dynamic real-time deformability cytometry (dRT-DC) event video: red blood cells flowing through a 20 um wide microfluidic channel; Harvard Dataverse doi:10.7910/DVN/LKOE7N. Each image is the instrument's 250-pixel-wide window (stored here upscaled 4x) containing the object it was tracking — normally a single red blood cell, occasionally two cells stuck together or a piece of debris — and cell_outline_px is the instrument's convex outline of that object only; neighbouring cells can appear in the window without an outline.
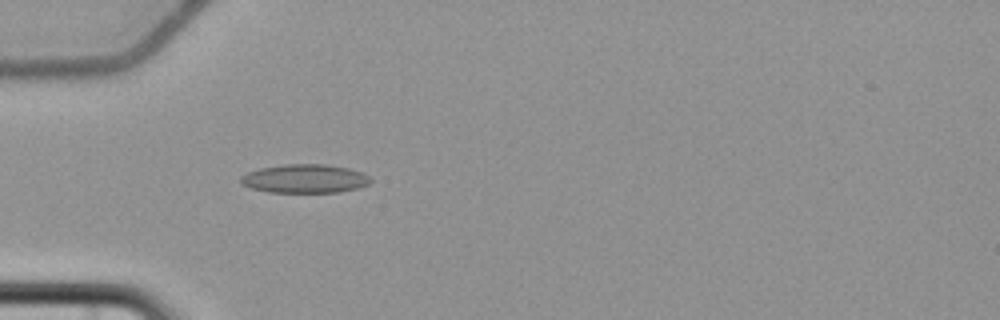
{"species": "common noctule bat (a hibernating species)", "species_latin": "Nyctalus noctula", "temperature_condition": "cold", "stored_images_in_passage": 5, "camera_frame_rate_fps": 3000, "um_per_image_px": 0.085, "animal": {"sex": "female", "body_mass_g": 22.7, "forearm_length_mm": 54.2}, "frame": {"image": 1, "passage_image": 5, "time_ms": 5.0, "image_size_px": [1000, 320], "cell_outline_px": [[372, 180], [368, 184], [360, 188], [340, 192], [268, 192], [252, 188], [240, 184], [240, 176], [248, 172], [260, 168], [284, 164], [324, 164], [348, 168], [364, 172]], "centroid_in_image_um": [25.92, 15.18], "position_along_channel_um": 59.1, "area_um2": 21.85}}